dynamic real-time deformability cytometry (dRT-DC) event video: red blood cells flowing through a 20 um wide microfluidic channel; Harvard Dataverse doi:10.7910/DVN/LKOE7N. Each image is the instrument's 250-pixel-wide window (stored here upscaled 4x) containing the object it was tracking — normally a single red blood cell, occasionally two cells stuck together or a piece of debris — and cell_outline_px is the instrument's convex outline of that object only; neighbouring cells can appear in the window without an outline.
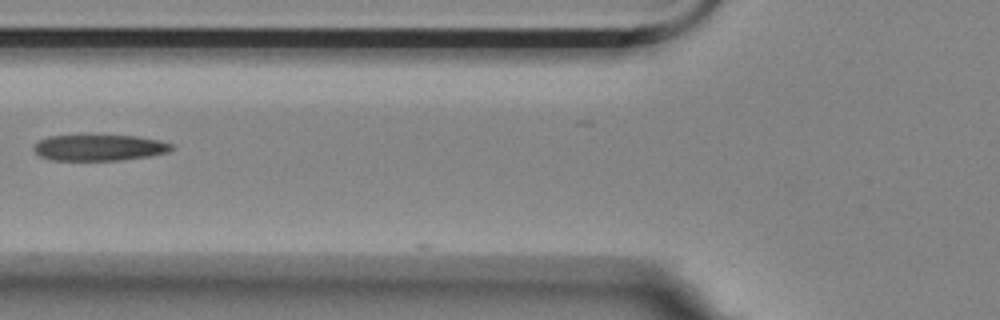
{"species": "Egyptian fruit bat (a non-hibernating species)", "species_latin": "Rousettus aegyptiacus", "temperature_condition": "room temperature", "stored_images_in_passage": 2, "camera_frame_rate_fps": 3000, "um_per_image_px": 0.085, "animal": {"sex": "female"}, "frame": {"image": 1, "passage_image": 2, "time_ms": 0.333, "image_size_px": [1000, 320], "cell_outline_px": [[172, 148], [168, 152], [148, 156], [120, 160], [52, 160], [40, 156], [32, 148], [32, 144], [48, 136], [136, 136], [160, 140], [172, 144]], "centroid_in_image_um": [8.41, 12.55], "position_along_channel_um": 117.4, "area_um2": 20.75}}